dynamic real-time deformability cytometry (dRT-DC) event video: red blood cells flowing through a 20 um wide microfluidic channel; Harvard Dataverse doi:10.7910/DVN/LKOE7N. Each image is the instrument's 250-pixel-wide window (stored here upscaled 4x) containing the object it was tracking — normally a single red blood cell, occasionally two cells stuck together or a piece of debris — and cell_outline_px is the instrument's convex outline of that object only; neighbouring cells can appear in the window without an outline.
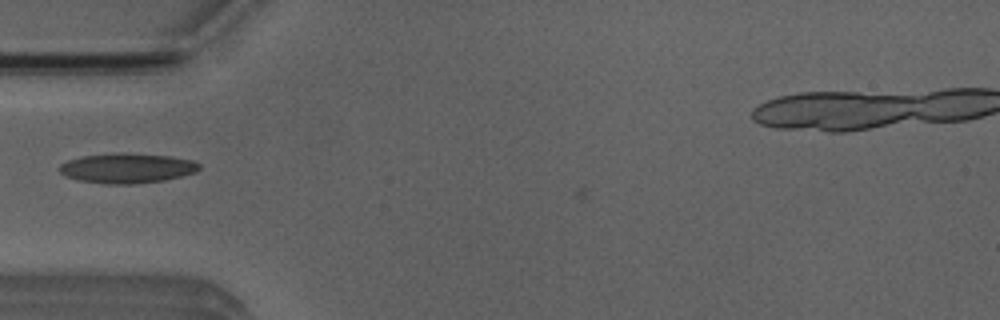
{"species": "Egyptian fruit bat (a non-hibernating species)", "species_latin": "Rousettus aegyptiacus", "temperature_condition": "room temperature", "stored_images_in_passage": 14, "camera_frame_rate_fps": 3000, "um_per_image_px": 0.085, "animal": {"sex": "male"}, "frame": {"image": 1, "passage_image": 1, "time_ms": 0.0, "image_size_px": [1000, 320], "cell_outline_px": [[200, 168], [196, 172], [164, 180], [132, 184], [108, 184], [80, 180], [64, 176], [60, 172], [60, 164], [68, 160], [80, 156], [112, 152], [168, 156], [192, 160], [200, 164]], "centroid_in_image_um": [10.77, 14.28], "position_along_channel_um": 74.2, "area_um2": 24.28}}
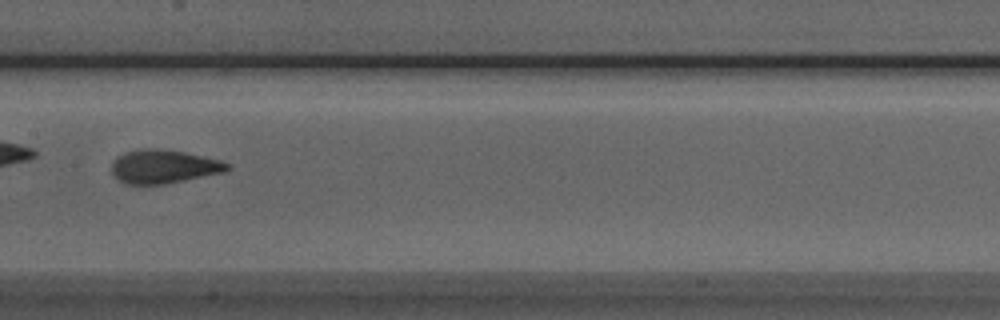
{"frame": {"image": 2, "passage_image": 10, "time_ms": 3.0, "image_size_px": [1000, 320], "cell_outline_px": [[232, 168], [224, 172], [164, 184], [124, 184], [112, 172], [112, 164], [124, 152], [148, 148], [160, 148], [184, 152], [220, 160], [228, 164]], "centroid_in_image_um": [13.93, 14.15], "position_along_channel_um": 193.5, "area_um2": 22.31}}